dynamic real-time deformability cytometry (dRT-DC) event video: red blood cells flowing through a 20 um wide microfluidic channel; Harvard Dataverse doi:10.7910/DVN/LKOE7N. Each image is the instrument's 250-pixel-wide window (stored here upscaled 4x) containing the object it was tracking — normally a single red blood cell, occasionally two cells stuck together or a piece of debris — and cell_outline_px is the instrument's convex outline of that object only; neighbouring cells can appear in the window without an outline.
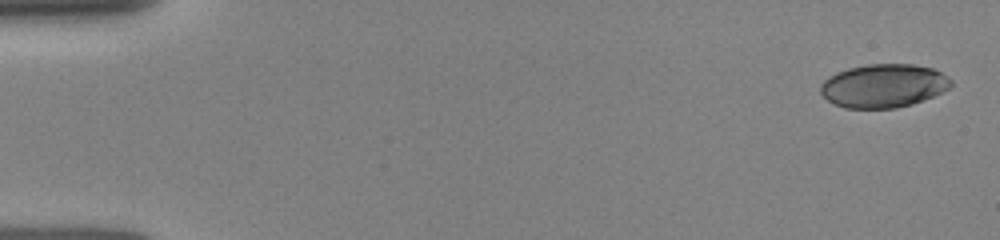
{"species": "human", "species_latin": "Homo sapiens", "temperature_condition": "room temperature", "stored_images_in_passage": 22, "camera_frame_rate_fps": 3000, "um_per_image_px": 0.085, "donor": {"sex": "female"}, "frame": {"image": 1, "passage_image": 1, "time_ms": 0.0, "image_size_px": [1000, 240], "cell_outline_px": [[952, 84], [948, 88], [932, 96], [912, 104], [896, 108], [844, 108], [828, 100], [820, 92], [820, 84], [824, 80], [836, 72], [848, 68], [868, 64], [912, 64], [932, 68], [940, 72], [952, 80]], "centroid_in_image_um": [75.08, 7.28], "position_along_channel_um": 9.9, "area_um2": 32.89}}
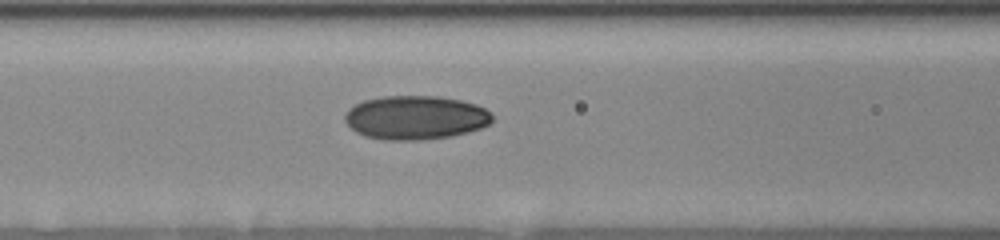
{"frame": {"image": 2, "passage_image": 13, "time_ms": 6.333, "image_size_px": [1000, 240], "cell_outline_px": [[492, 120], [488, 124], [480, 128], [468, 132], [452, 136], [420, 140], [384, 140], [364, 136], [356, 132], [344, 120], [344, 116], [348, 108], [364, 100], [384, 96], [440, 96], [460, 100], [476, 104], [492, 112]], "centroid_in_image_um": [35.31, 9.99], "position_along_channel_um": 131.3, "area_um2": 37.8}}
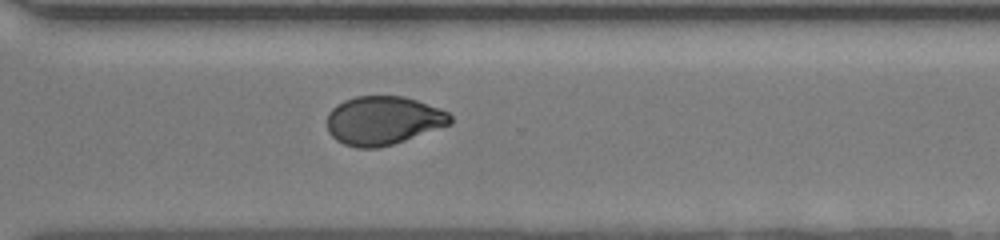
{"frame": {"image": 3, "passage_image": 22, "time_ms": 11.333, "image_size_px": [1000, 240], "cell_outline_px": [[452, 124], [392, 144], [376, 148], [356, 148], [344, 144], [336, 140], [328, 132], [328, 112], [336, 104], [344, 100], [356, 96], [404, 96], [440, 108], [448, 112], [452, 116]], "centroid_in_image_um": [32.57, 10.24], "position_along_channel_um": 338.0, "area_um2": 34.97}}